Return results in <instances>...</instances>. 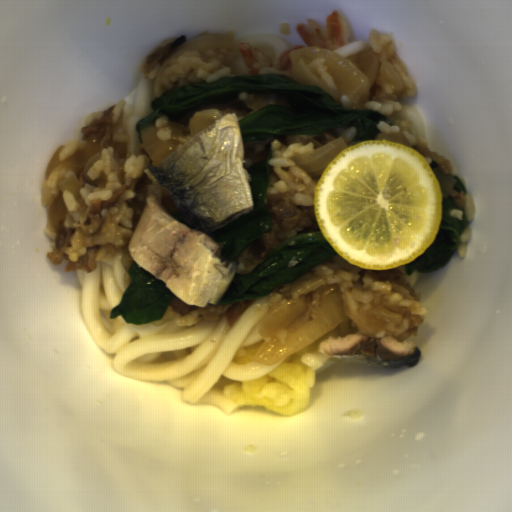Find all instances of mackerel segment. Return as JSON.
<instances>
[{"label": "mackerel segment", "mask_w": 512, "mask_h": 512, "mask_svg": "<svg viewBox=\"0 0 512 512\" xmlns=\"http://www.w3.org/2000/svg\"><path fill=\"white\" fill-rule=\"evenodd\" d=\"M244 153L234 112L143 170L178 211L170 213L151 193L129 239V256L189 306L219 305L238 268L239 262L221 260L210 233L255 209Z\"/></svg>", "instance_id": "14911b7f"}, {"label": "mackerel segment", "mask_w": 512, "mask_h": 512, "mask_svg": "<svg viewBox=\"0 0 512 512\" xmlns=\"http://www.w3.org/2000/svg\"><path fill=\"white\" fill-rule=\"evenodd\" d=\"M318 351L334 360L360 367L395 368H414L422 353L412 342L355 333L330 336L318 344Z\"/></svg>", "instance_id": "c1d32c5f"}]
</instances>
